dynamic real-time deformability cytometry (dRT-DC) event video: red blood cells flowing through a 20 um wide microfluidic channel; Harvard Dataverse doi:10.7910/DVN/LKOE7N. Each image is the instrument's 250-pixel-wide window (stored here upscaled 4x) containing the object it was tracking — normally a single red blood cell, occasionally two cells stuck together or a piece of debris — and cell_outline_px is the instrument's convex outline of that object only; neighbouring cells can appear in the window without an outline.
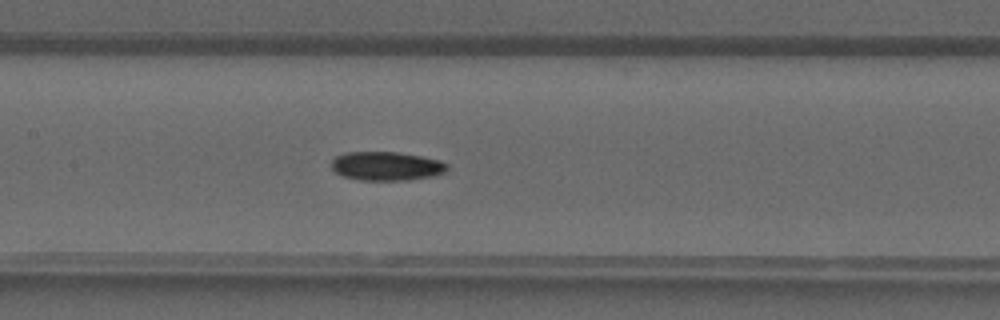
{"species": "common noctule bat (a hibernating species)", "species_latin": "Nyctalus noctula", "temperature_condition": "warm", "stored_images_in_passage": 40, "camera_frame_rate_fps": 3000, "um_per_image_px": 0.085, "animal": {"sex": "male", "forearm_length_mm": 52.5}, "frame": {"image": 1, "passage_image": 20, "time_ms": 6.333, "image_size_px": [1000, 320], "cell_outline_px": [[448, 168], [444, 172], [432, 176], [408, 180], [360, 180], [344, 176], [336, 172], [332, 168], [332, 160], [336, 156], [344, 152], [396, 152], [420, 156], [440, 160], [448, 164]], "centroid_in_image_um": [32.85, 14.11], "position_along_channel_um": 174.6, "area_um2": 19.36}}
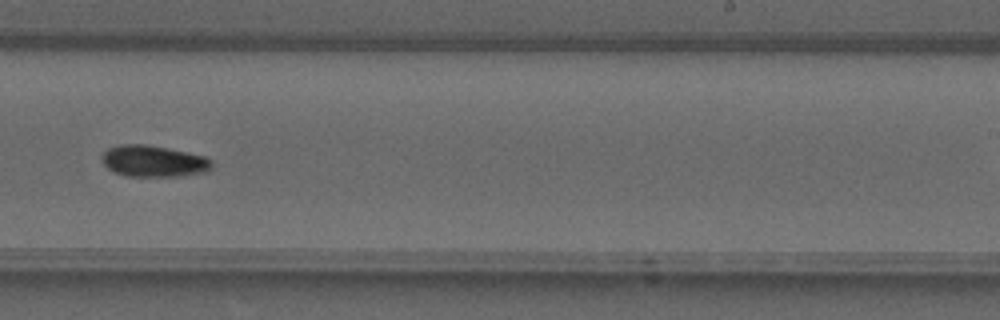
{"frame": {"image": 2, "passage_image": 26, "time_ms": 8.333, "image_size_px": [1000, 320], "cell_outline_px": [[212, 168], [204, 172], [180, 176], [124, 176], [112, 172], [104, 164], [100, 156], [108, 148], [120, 144], [148, 144], [188, 152], [204, 156], [212, 160]], "centroid_in_image_um": [13.02, 13.69], "position_along_channel_um": 276.0, "area_um2": 20.35}}
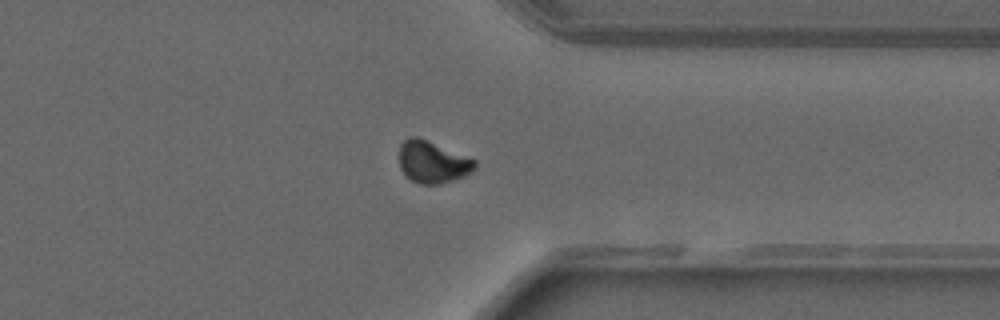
{"frame": {"image": 3, "passage_image": 32, "time_ms": 10.333, "image_size_px": [1000, 320], "cell_outline_px": [[476, 168], [472, 172], [464, 176], [436, 184], [420, 184], [412, 180], [400, 168], [400, 144], [408, 136], [416, 136], [476, 160]], "centroid_in_image_um": [36.76, 13.76], "position_along_channel_um": 374.6, "area_um2": 18.15}}